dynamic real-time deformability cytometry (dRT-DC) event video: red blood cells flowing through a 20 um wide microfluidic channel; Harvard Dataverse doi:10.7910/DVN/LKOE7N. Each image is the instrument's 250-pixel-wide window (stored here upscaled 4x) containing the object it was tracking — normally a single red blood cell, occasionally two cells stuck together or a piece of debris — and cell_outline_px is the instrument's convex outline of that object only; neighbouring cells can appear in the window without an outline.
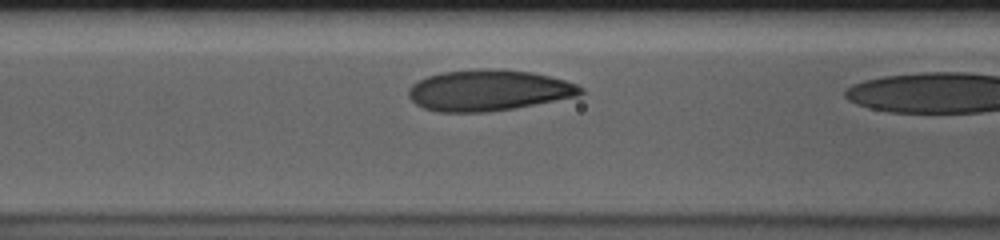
{"species": "human", "species_latin": "Homo sapiens", "temperature_condition": "cold", "stored_images_in_passage": 10, "camera_frame_rate_fps": 3000, "um_per_image_px": 0.085, "donor": {"sex": "male"}, "frame": {"image": 1, "passage_image": 9, "time_ms": 2.667, "image_size_px": [1000, 240], "cell_outline_px": [[584, 92], [580, 96], [512, 108], [484, 112], [440, 112], [424, 108], [416, 104], [408, 96], [408, 88], [412, 84], [428, 76], [440, 72], [480, 68], [504, 68], [532, 72], [564, 80], [576, 84], [584, 88]], "centroid_in_image_um": [41.53, 7.66], "position_along_channel_um": 125.1, "area_um2": 41.33}}